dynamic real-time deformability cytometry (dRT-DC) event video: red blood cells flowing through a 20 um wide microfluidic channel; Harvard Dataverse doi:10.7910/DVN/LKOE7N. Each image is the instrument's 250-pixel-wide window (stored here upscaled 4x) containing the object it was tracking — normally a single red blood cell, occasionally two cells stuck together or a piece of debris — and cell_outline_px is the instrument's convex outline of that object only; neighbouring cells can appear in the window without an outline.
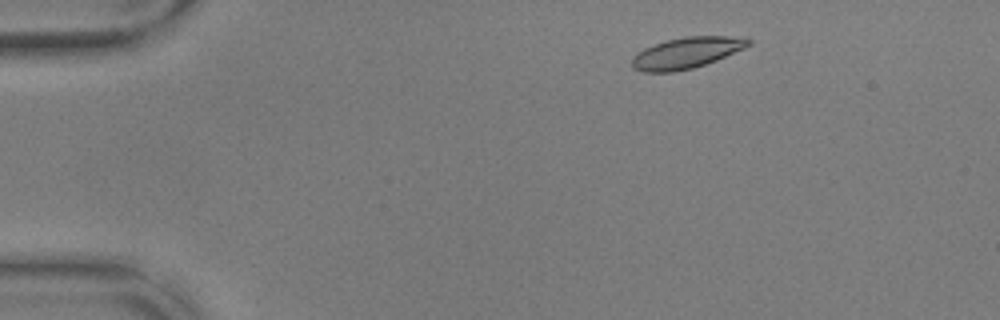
{"species": "common noctule bat (a hibernating species)", "species_latin": "Nyctalus noctula", "temperature_condition": "warm", "stored_images_in_passage": 51, "camera_frame_rate_fps": 3000, "um_per_image_px": 0.085, "animal": {"sex": "male", "body_mass_g": 17.9, "forearm_length_mm": 54.2}, "frame": {"image": 1, "passage_image": 5, "time_ms": 1.333, "image_size_px": [1000, 320], "cell_outline_px": [[752, 44], [744, 48], [716, 60], [692, 68], [672, 72], [644, 72], [632, 68], [632, 56], [636, 52], [652, 44], [684, 36], [728, 36], [752, 40]], "centroid_in_image_um": [58.3, 4.49], "position_along_channel_um": 26.7, "area_um2": 21.04}}
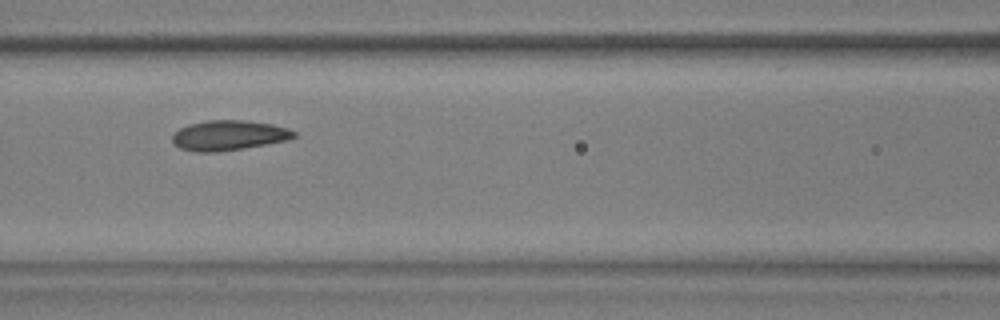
{"frame": {"image": 2, "passage_image": 21, "time_ms": 6.667, "image_size_px": [1000, 320], "cell_outline_px": [[296, 136], [288, 140], [216, 152], [196, 152], [180, 148], [172, 144], [172, 136], [180, 128], [188, 124], [208, 120], [244, 120], [272, 124], [288, 128], [296, 132]], "centroid_in_image_um": [19.42, 11.5], "position_along_channel_um": 147.2, "area_um2": 21.15}}
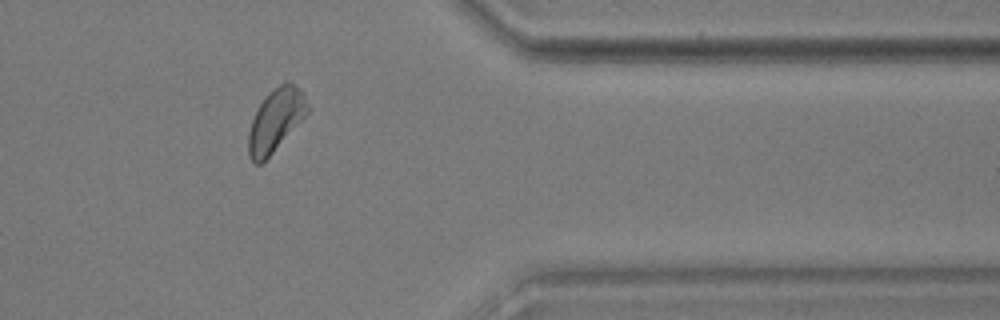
{"frame": {"image": 3, "passage_image": 42, "time_ms": 13.667, "image_size_px": [1000, 320], "cell_outline_px": [[308, 112], [272, 152], [260, 164], [256, 164], [248, 156], [248, 132], [252, 120], [260, 104], [268, 92], [272, 88], [284, 80], [288, 80], [300, 88], [304, 92], [308, 104]], "centroid_in_image_um": [23.43, 10.15], "position_along_channel_um": 388.0, "area_um2": 21.33}, "authors_computed_cell_mechanics": {"area_um2": 21.2704, "velocity_mm_per_s": 3.6377, "shape_relaxation_time_tau1_ms": 2.5168, "shape_relaxation_time_tau2_ms": 1.7758, "deformation_change_tau1": 0.0816, "deformation_change_tau2": 0.061}}